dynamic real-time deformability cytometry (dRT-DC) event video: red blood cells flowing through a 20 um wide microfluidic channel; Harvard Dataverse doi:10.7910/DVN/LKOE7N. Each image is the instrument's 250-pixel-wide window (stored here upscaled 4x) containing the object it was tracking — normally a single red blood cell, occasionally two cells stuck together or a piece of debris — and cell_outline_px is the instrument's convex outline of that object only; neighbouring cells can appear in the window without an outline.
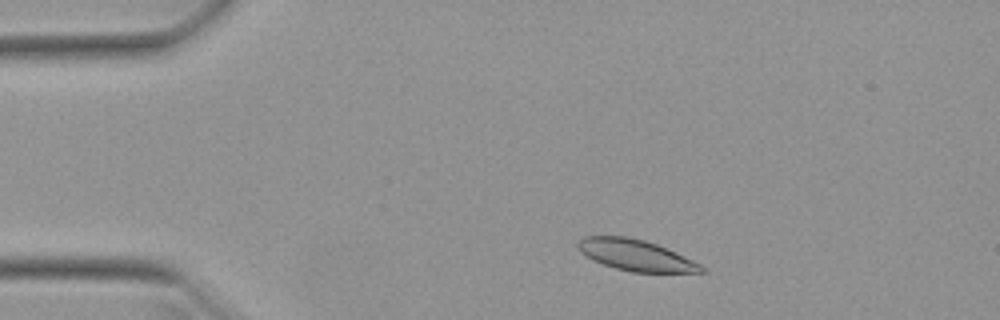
{"species": "Egyptian fruit bat (a non-hibernating species)", "species_latin": "Rousettus aegyptiacus", "temperature_condition": "warm", "stored_images_in_passage": 20, "camera_frame_rate_fps": 3000, "um_per_image_px": 0.085, "animal": {"sex": "female"}, "frame": {"image": 1, "passage_image": 5, "time_ms": 1.333, "image_size_px": [1000, 320], "cell_outline_px": [[708, 272], [632, 272], [616, 268], [592, 260], [580, 252], [576, 244], [584, 236], [628, 236], [644, 240], [656, 244], [684, 256], [700, 264]], "centroid_in_image_um": [54.01, 21.68], "position_along_channel_um": 31.0, "area_um2": 22.2}}
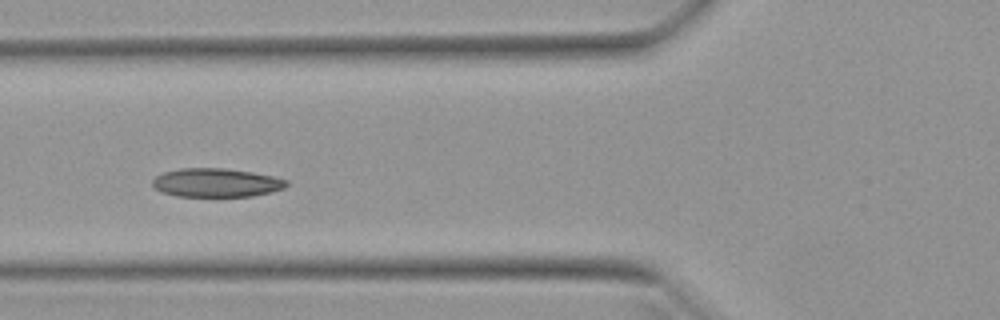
{"frame": {"image": 2, "passage_image": 15, "time_ms": 4.667, "image_size_px": [1000, 320], "cell_outline_px": [[288, 184], [284, 188], [272, 192], [252, 196], [176, 196], [160, 192], [152, 184], [152, 180], [156, 176], [164, 172], [180, 168], [224, 168], [252, 172], [272, 176], [288, 180]], "centroid_in_image_um": [18.38, 15.53], "position_along_channel_um": 107.4, "area_um2": 22.43}}
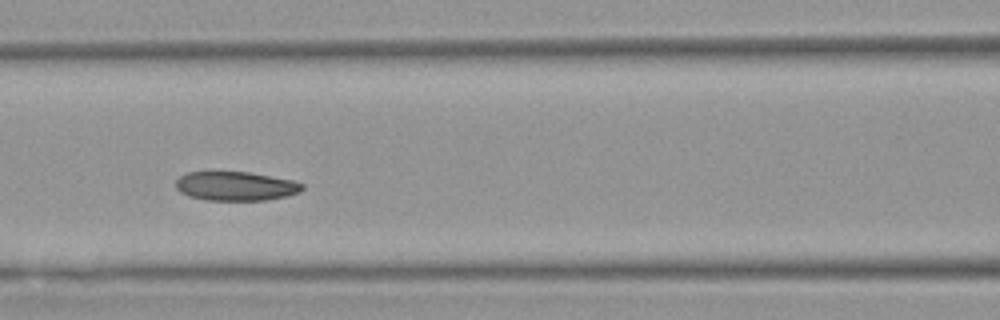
{"frame": {"image": 3, "passage_image": 18, "time_ms": 5.667, "image_size_px": [1000, 320], "cell_outline_px": [[304, 188], [300, 192], [288, 196], [268, 200], [204, 200], [188, 196], [180, 192], [176, 188], [176, 180], [180, 176], [188, 172], [212, 168], [248, 172], [292, 180], [304, 184]], "centroid_in_image_um": [19.98, 15.78], "position_along_channel_um": 146.6, "area_um2": 22.37}}